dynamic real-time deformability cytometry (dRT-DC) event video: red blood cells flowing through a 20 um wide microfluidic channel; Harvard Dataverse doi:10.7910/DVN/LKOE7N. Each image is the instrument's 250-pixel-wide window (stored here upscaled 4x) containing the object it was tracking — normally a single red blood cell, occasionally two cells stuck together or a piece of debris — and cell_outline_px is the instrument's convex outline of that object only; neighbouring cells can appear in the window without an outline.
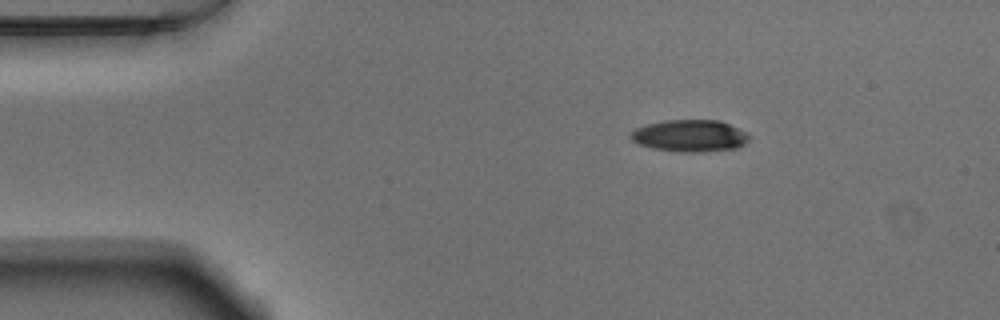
{"species": "Egyptian fruit bat (a non-hibernating species)", "species_latin": "Rousettus aegyptiacus", "temperature_condition": "warm", "stored_images_in_passage": 45, "camera_frame_rate_fps": 3000, "um_per_image_px": 0.085, "animal": {"sex": "male"}, "frame": {"image": 1, "passage_image": 1, "time_ms": 0.0, "image_size_px": [1000, 320], "cell_outline_px": [[752, 136], [744, 144], [736, 148], [700, 152], [680, 152], [652, 148], [640, 144], [632, 140], [628, 136], [636, 128], [648, 124], [664, 120], [720, 120], [748, 132]], "centroid_in_image_um": [58.67, 11.54], "position_along_channel_um": 26.3, "area_um2": 22.14}}
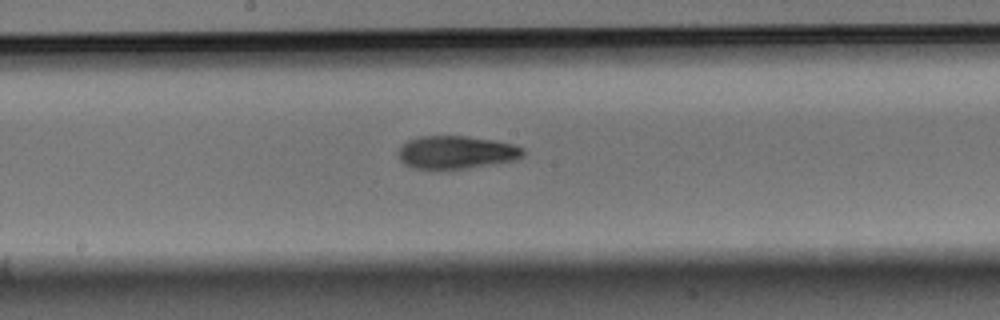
{"frame": {"image": 2, "passage_image": 20, "time_ms": 6.333, "image_size_px": [1000, 320], "cell_outline_px": [[524, 152], [516, 160], [468, 168], [412, 168], [404, 164], [400, 160], [400, 148], [408, 140], [420, 136], [468, 136], [496, 140], [516, 144], [524, 148]], "centroid_in_image_um": [38.83, 12.93], "position_along_channel_um": 209.4, "area_um2": 23.81}}
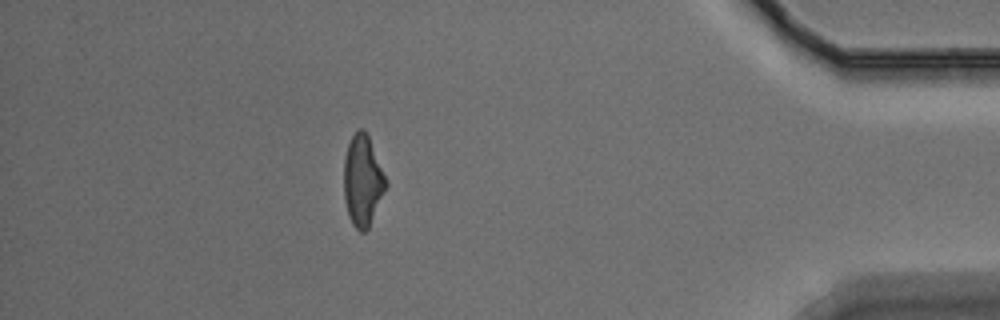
{"frame": {"image": 3, "passage_image": 39, "time_ms": 12.667, "image_size_px": [1000, 320], "cell_outline_px": [[388, 184], [368, 228], [364, 232], [360, 232], [352, 224], [348, 216], [344, 200], [344, 156], [348, 144], [356, 128], [364, 128], [368, 136]], "centroid_in_image_um": [30.8, 15.35], "position_along_channel_um": 404.4, "area_um2": 22.14}, "authors_computed_cell_mechanics": {"area_um2": 23.2934, "velocity_mm_per_s": 3.8226, "shape_relaxation_time_tau1_ms": 3.7865, "shape_relaxation_time_tau2_ms": 5.2675, "deformation_change_tau1": 0.1375, "deformation_change_tau2": 0.1419}}